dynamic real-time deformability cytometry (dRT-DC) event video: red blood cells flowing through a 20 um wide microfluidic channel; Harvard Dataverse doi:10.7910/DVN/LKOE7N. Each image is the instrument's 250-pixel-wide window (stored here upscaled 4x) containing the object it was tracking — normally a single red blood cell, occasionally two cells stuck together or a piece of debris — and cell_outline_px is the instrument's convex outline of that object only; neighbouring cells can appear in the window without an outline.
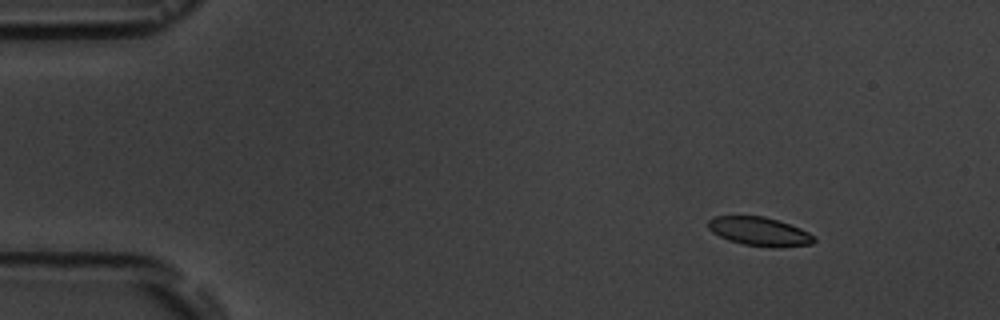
{"species": "common noctule bat (a hibernating species)", "species_latin": "Nyctalus noctula", "temperature_condition": "room temperature", "stored_images_in_passage": 6, "camera_frame_rate_fps": 3000, "um_per_image_px": 0.085, "animal": {"sex": "male", "body_mass_g": 19.5, "forearm_length_mm": 54.6}, "frame": {"image": 1, "passage_image": 2, "time_ms": 1.333, "image_size_px": [1000, 320], "cell_outline_px": [[816, 240], [812, 244], [776, 248], [772, 248], [744, 244], [728, 240], [712, 232], [708, 228], [708, 220], [712, 216], [764, 216], [800, 228], [808, 232]], "centroid_in_image_um": [64.53, 19.68], "position_along_channel_um": 20.5, "area_um2": 17.69}}
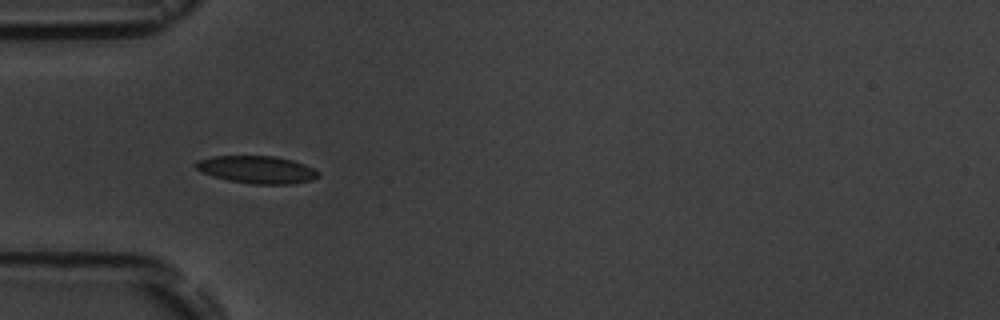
{"frame": {"image": 2, "passage_image": 5, "time_ms": 5.0, "image_size_px": [1000, 320], "cell_outline_px": [[320, 176], [312, 180], [292, 184], [252, 184], [228, 180], [204, 172], [196, 168], [192, 164], [196, 160], [212, 156], [276, 156], [292, 160], [304, 164], [320, 172]], "centroid_in_image_um": [21.86, 14.41], "position_along_channel_um": 63.1, "area_um2": 19.65}}
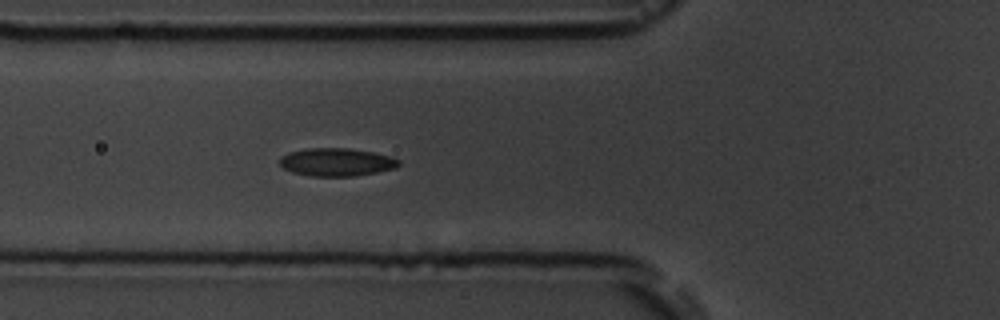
{"frame": {"image": 3, "passage_image": 6, "time_ms": 6.0, "image_size_px": [1000, 320], "cell_outline_px": [[400, 164], [396, 168], [376, 172], [352, 176], [312, 176], [292, 172], [284, 168], [280, 164], [280, 156], [288, 152], [308, 148], [348, 148], [372, 152], [392, 156], [400, 160]], "centroid_in_image_um": [28.61, 13.77], "position_along_channel_um": 97.2, "area_um2": 19.42}}